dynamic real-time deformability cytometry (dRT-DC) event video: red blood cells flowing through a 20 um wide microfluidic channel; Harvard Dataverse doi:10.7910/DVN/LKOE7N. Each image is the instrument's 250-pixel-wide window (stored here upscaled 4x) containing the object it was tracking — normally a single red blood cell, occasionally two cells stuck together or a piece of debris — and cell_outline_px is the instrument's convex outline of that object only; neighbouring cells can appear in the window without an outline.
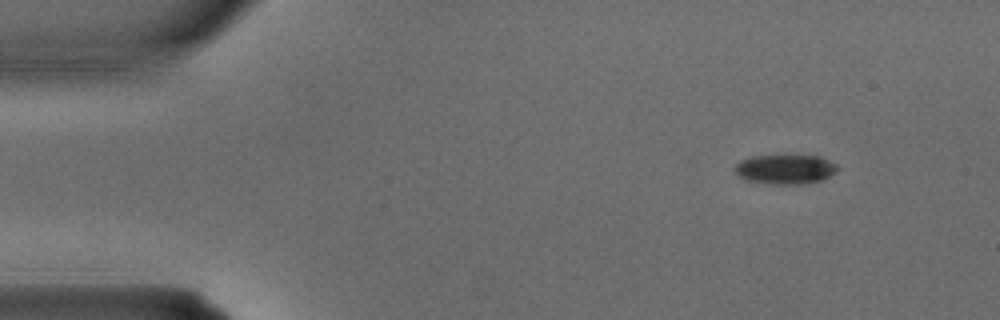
{"species": "common noctule bat (a hibernating species)", "species_latin": "Nyctalus noctula", "temperature_condition": "warm", "stored_images_in_passage": 3, "camera_frame_rate_fps": 3000, "um_per_image_px": 0.085, "animal": {"sex": "male", "body_mass_g": 15.6}, "frame": {"image": 1, "passage_image": 1, "time_ms": 0.0, "image_size_px": [1000, 320], "cell_outline_px": [[840, 168], [836, 172], [820, 180], [800, 184], [776, 184], [748, 180], [740, 176], [736, 172], [736, 164], [740, 160], [752, 156], [784, 152], [820, 156], [836, 164]], "centroid_in_image_um": [66.78, 14.31], "position_along_channel_um": 18.2, "area_um2": 18.26}}
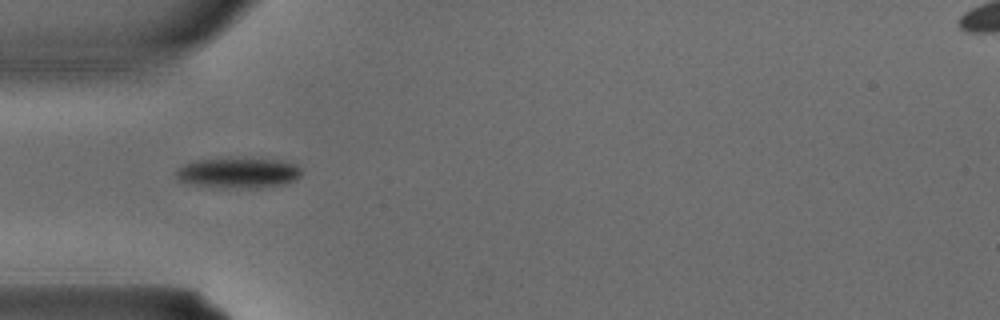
{"frame": {"image": 2, "passage_image": 3, "time_ms": 0.667, "image_size_px": [1000, 320], "cell_outline_px": [[304, 172], [296, 180], [284, 184], [260, 188], [212, 188], [184, 184], [176, 180], [176, 168], [184, 164], [196, 160], [280, 160], [296, 164]], "centroid_in_image_um": [20.21, 14.75], "position_along_channel_um": 64.8, "area_um2": 22.37}}